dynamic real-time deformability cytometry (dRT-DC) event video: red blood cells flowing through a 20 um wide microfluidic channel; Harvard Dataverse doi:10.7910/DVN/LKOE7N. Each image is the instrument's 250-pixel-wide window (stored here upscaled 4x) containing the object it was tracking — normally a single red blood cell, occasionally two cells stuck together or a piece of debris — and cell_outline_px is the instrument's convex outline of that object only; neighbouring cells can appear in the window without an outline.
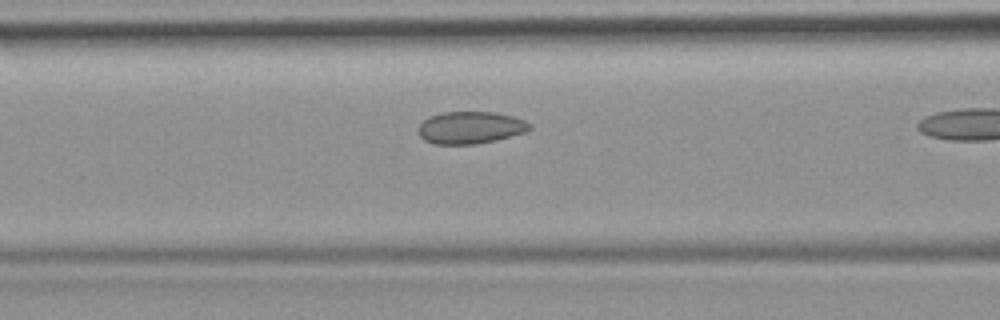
{"species": "common noctule bat (a hibernating species)", "species_latin": "Nyctalus noctula", "temperature_condition": "room temperature", "stored_images_in_passage": 7, "camera_frame_rate_fps": 3000, "um_per_image_px": 0.085, "animal": {"sex": "female", "body_mass_g": 19.9}, "frame": {"image": 1, "passage_image": 6, "time_ms": 1.667, "image_size_px": [1000, 320], "cell_outline_px": [[532, 128], [524, 132], [496, 140], [476, 144], [432, 144], [424, 140], [420, 136], [420, 124], [428, 116], [440, 112], [492, 112], [512, 116], [524, 120]], "centroid_in_image_um": [39.95, 10.84], "position_along_channel_um": 126.7, "area_um2": 20.75}}